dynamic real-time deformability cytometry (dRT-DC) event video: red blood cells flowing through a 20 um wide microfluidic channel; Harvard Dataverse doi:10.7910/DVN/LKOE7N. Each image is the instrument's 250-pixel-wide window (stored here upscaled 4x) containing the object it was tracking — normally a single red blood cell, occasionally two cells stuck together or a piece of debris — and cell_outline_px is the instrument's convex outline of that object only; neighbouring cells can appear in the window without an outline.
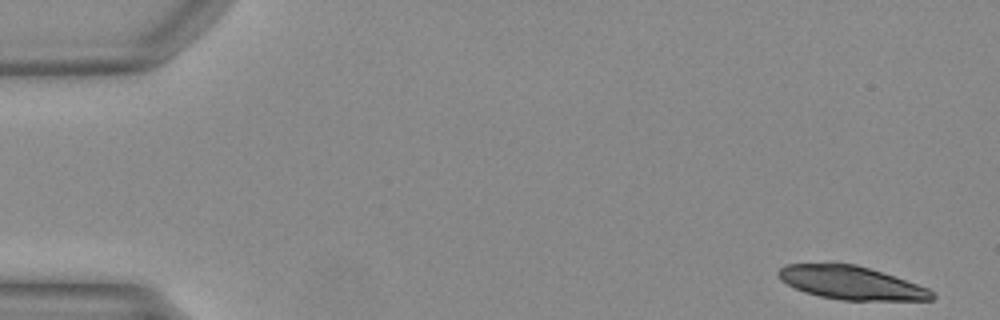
{"species": "Egyptian fruit bat (a non-hibernating species)", "species_latin": "Rousettus aegyptiacus", "temperature_condition": "warm", "stored_images_in_passage": 14, "camera_frame_rate_fps": 3000, "um_per_image_px": 0.085, "animal": {"sex": "female"}, "frame": {"image": 1, "passage_image": 1, "time_ms": 0.0, "image_size_px": [1000, 320], "cell_outline_px": [[936, 296], [932, 300], [844, 300], [820, 296], [804, 292], [780, 280], [776, 272], [784, 264], [832, 260], [856, 264], [928, 288]], "centroid_in_image_um": [72.23, 23.99], "position_along_channel_um": 12.8, "area_um2": 30.35}}